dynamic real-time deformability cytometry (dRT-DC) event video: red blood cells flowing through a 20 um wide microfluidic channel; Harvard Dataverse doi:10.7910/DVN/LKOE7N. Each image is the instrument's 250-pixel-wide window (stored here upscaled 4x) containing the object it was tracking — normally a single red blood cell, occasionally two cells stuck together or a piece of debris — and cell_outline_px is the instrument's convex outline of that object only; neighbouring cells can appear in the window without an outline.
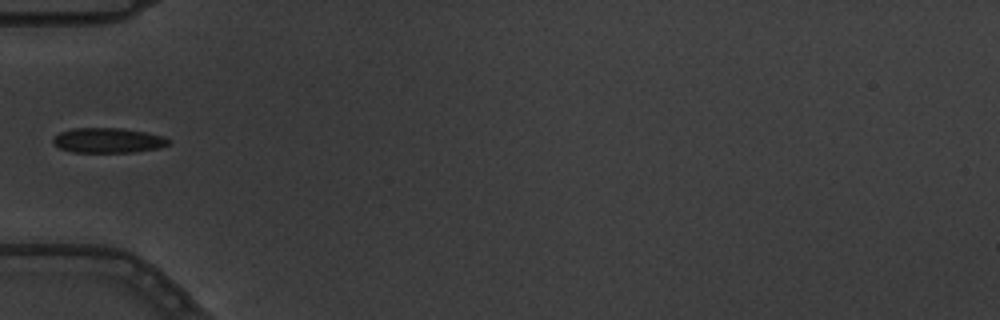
{"species": "common noctule bat (a hibernating species)", "species_latin": "Nyctalus noctula", "temperature_condition": "warm", "stored_images_in_passage": 1, "camera_frame_rate_fps": 3000, "um_per_image_px": 0.085, "animal": {"sex": "male", "body_mass_g": 19.5, "forearm_length_mm": 54.6}, "frame": {"image": 1, "passage_image": 1, "time_ms": 0.0, "image_size_px": [1000, 320], "cell_outline_px": [[168, 144], [160, 148], [132, 152], [72, 152], [60, 148], [52, 144], [52, 140], [60, 132], [72, 128], [120, 128], [144, 132], [164, 136], [168, 140]], "centroid_in_image_um": [9.15, 11.93], "position_along_channel_um": 75.9, "area_um2": 16.7}}